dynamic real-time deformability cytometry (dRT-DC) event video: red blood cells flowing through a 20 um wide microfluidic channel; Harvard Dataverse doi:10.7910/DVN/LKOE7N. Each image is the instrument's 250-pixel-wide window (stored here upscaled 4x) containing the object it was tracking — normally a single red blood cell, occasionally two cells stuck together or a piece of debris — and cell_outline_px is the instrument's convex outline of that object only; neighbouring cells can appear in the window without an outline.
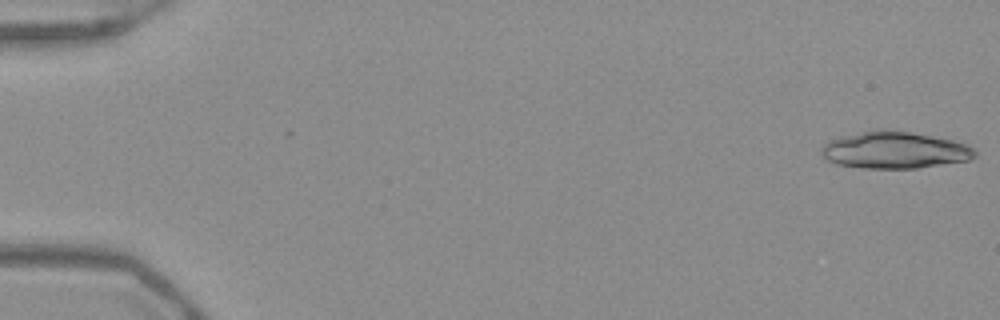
{"species": "Egyptian fruit bat (a non-hibernating species)", "species_latin": "Rousettus aegyptiacus", "temperature_condition": "warm", "stored_images_in_passage": 11, "camera_frame_rate_fps": 3000, "um_per_image_px": 0.085, "frame": {"image": 1, "passage_image": 1, "time_ms": 0.0, "image_size_px": [1000, 320], "cell_outline_px": [[976, 156], [972, 160], [916, 168], [860, 168], [836, 164], [828, 160], [820, 152], [820, 148], [828, 140], [840, 136], [872, 128], [888, 128], [932, 136], [952, 140], [968, 144], [976, 152]], "centroid_in_image_um": [76.01, 12.74], "position_along_channel_um": 9.0, "area_um2": 33.58}}